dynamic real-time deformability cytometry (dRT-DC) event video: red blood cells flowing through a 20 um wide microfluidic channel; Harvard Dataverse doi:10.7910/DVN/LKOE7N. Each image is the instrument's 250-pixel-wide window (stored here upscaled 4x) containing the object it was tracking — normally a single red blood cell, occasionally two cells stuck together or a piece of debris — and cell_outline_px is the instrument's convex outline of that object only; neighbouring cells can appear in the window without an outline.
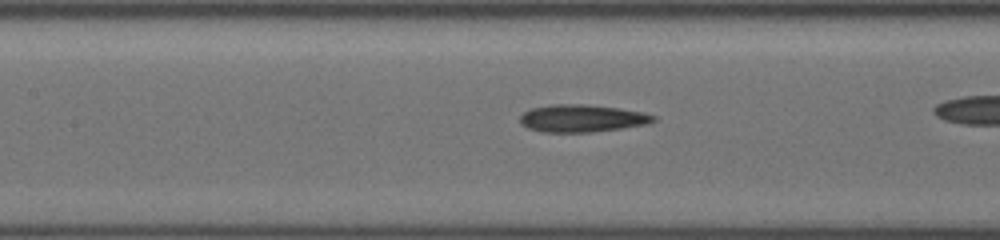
{"species": "common noctule bat (a hibernating species)", "species_latin": "Nyctalus noctula", "temperature_condition": "cold", "stored_images_in_passage": 53, "camera_frame_rate_fps": 3000, "um_per_image_px": 0.085, "animal": {"sex": "female", "body_mass_g": 19.5, "forearm_length_mm": 54.1}, "frame": {"image": 1, "passage_image": 22, "time_ms": 4.667, "image_size_px": [1000, 240], "cell_outline_px": [[656, 120], [648, 124], [620, 128], [588, 132], [544, 132], [528, 128], [520, 124], [520, 116], [528, 108], [552, 104], [584, 104], [620, 108], [640, 112], [656, 116]], "centroid_in_image_um": [49.42, 10.05], "position_along_channel_um": 158.0, "area_um2": 21.33}}